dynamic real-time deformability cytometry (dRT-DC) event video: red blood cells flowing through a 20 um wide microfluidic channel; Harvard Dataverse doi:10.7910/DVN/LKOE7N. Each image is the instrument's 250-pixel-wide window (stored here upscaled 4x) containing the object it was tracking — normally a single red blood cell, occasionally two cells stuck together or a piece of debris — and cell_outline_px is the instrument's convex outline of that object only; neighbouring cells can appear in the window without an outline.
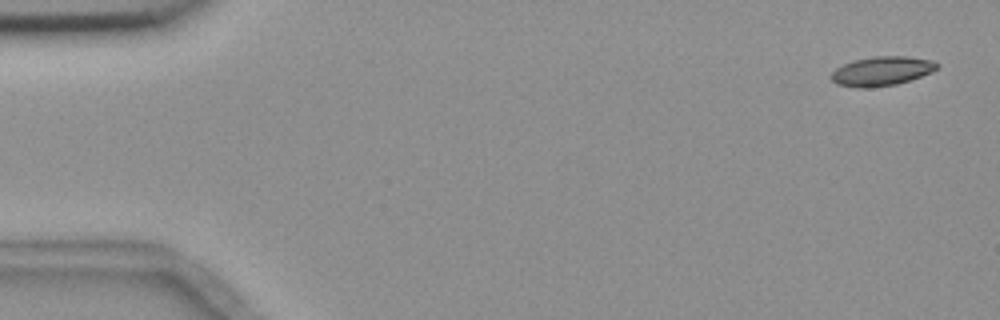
{"species": "common noctule bat (a hibernating species)", "species_latin": "Nyctalus noctula", "temperature_condition": "room temperature", "stored_images_in_passage": 4, "camera_frame_rate_fps": 3000, "um_per_image_px": 0.085, "animal": {"sex": "female", "body_mass_g": 18.4}, "frame": {"image": 1, "passage_image": 1, "time_ms": 0.0, "image_size_px": [1000, 320], "cell_outline_px": [[940, 64], [932, 72], [896, 84], [868, 88], [856, 88], [836, 84], [828, 76], [836, 68], [844, 64], [856, 60], [876, 56], [904, 56], [932, 60]], "centroid_in_image_um": [74.91, 6.05], "position_along_channel_um": 10.1, "area_um2": 17.92}}
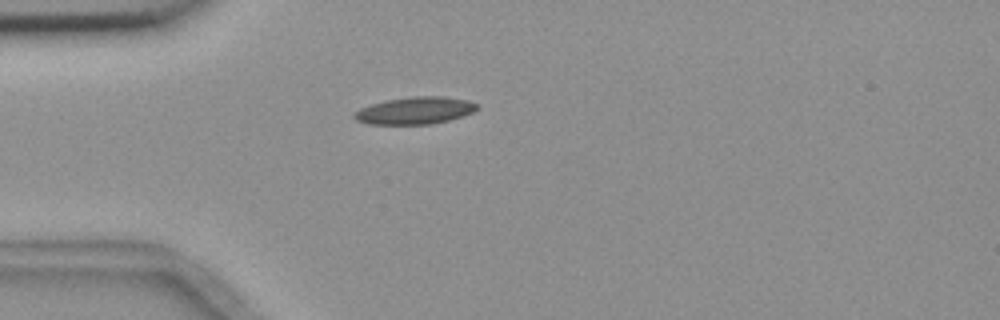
{"frame": {"image": 2, "passage_image": 4, "time_ms": 4.333, "image_size_px": [1000, 320], "cell_outline_px": [[480, 108], [472, 112], [448, 120], [432, 124], [368, 124], [356, 120], [352, 116], [360, 108], [384, 100], [412, 96], [444, 96], [468, 100], [480, 104]], "centroid_in_image_um": [35.29, 9.38], "position_along_channel_um": 49.7, "area_um2": 19.54}}